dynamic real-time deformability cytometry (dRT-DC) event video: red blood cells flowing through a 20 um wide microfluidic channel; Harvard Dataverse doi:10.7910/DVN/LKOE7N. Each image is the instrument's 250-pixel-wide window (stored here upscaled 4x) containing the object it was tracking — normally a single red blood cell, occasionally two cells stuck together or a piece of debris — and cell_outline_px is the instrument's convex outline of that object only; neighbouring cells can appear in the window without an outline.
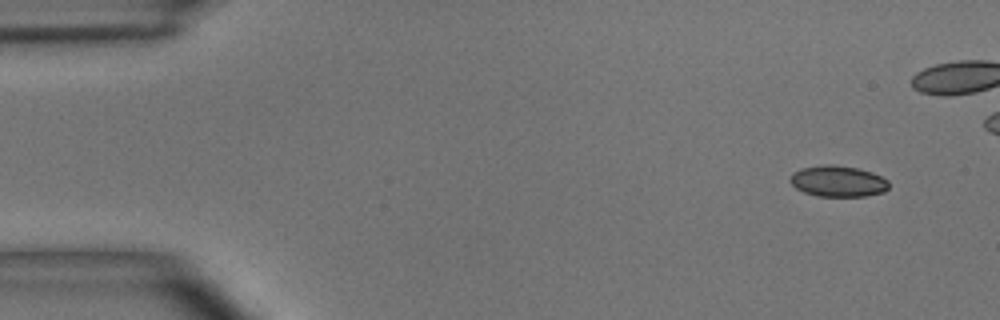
{"species": "common noctule bat (a hibernating species)", "species_latin": "Nyctalus noctula", "temperature_condition": "room temperature", "stored_images_in_passage": 5, "camera_frame_rate_fps": 3000, "um_per_image_px": 0.085, "animal": {"sex": "male", "body_mass_g": 15.6}, "frame": {"image": 1, "passage_image": 1, "time_ms": 0.0, "image_size_px": [1000, 320], "cell_outline_px": [[888, 188], [884, 192], [864, 196], [816, 196], [804, 192], [796, 188], [788, 180], [792, 172], [800, 168], [824, 164], [832, 164], [856, 168], [872, 172], [888, 180]], "centroid_in_image_um": [71.19, 15.4], "position_along_channel_um": 13.8, "area_um2": 17.98}}